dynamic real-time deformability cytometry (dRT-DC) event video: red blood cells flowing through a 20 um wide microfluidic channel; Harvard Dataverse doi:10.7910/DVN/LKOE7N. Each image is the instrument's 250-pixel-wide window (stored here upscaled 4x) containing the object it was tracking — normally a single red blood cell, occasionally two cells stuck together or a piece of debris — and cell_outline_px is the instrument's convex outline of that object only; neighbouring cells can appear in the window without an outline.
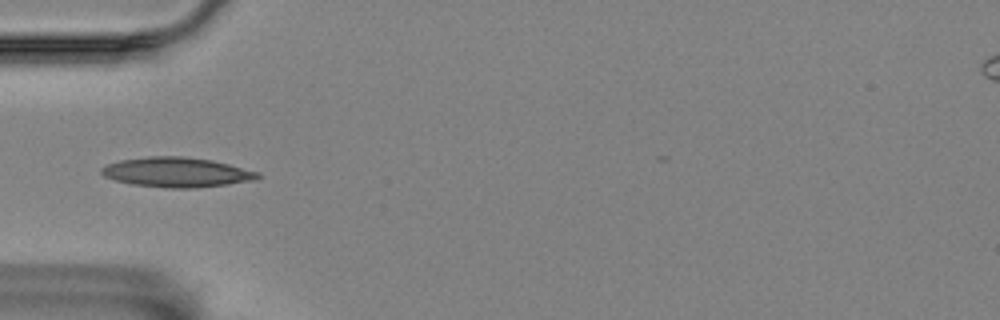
{"species": "Egyptian fruit bat (a non-hibernating species)", "species_latin": "Rousettus aegyptiacus", "temperature_condition": "room temperature", "stored_images_in_passage": 39, "camera_frame_rate_fps": 3000, "um_per_image_px": 0.085, "animal": {"sex": "female"}, "frame": {"image": 1, "passage_image": 1, "time_ms": 0.0, "image_size_px": [1000, 320], "cell_outline_px": [[260, 176], [256, 180], [196, 188], [168, 188], [132, 184], [116, 180], [104, 176], [100, 172], [100, 168], [108, 164], [120, 160], [148, 156], [184, 156], [212, 160], [260, 172]], "centroid_in_image_um": [15.02, 14.64], "position_along_channel_um": 70.0, "area_um2": 27.11}}
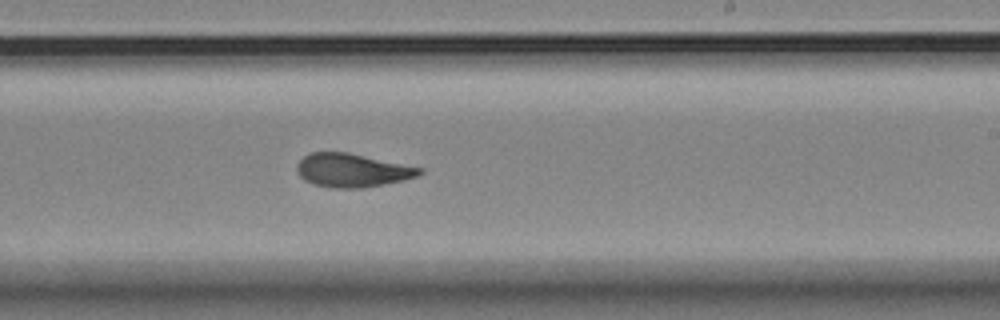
{"frame": {"image": 2, "passage_image": 17, "time_ms": 5.333, "image_size_px": [1000, 320], "cell_outline_px": [[424, 172], [416, 176], [404, 180], [364, 188], [328, 188], [312, 184], [304, 180], [300, 176], [296, 168], [296, 164], [308, 152], [348, 152], [424, 168]], "centroid_in_image_um": [29.92, 14.48], "position_along_channel_um": 259.1, "area_um2": 24.22}}
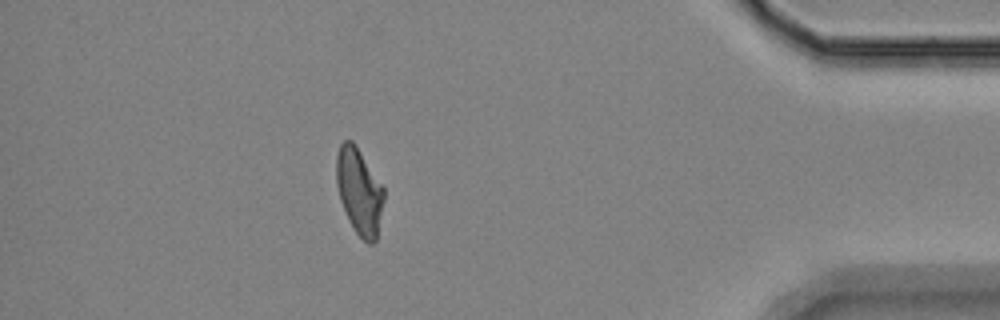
{"frame": {"image": 3, "passage_image": 33, "time_ms": 10.667, "image_size_px": [1000, 320], "cell_outline_px": [[384, 200], [376, 240], [372, 244], [368, 244], [356, 232], [340, 200], [336, 184], [336, 156], [340, 144], [344, 140], [352, 140], [356, 144], [384, 188]], "centroid_in_image_um": [30.53, 16.22], "position_along_channel_um": 404.7, "area_um2": 23.7}, "authors_computed_cell_mechanics": {"area_um2": 23.987, "velocity_mm_per_s": 3.5234, "shape_relaxation_time_tau1_ms": null, "shape_relaxation_time_tau2_ms": 1.6016, "deformation_change_tau1": null, "deformation_change_tau2": 0.0806}}